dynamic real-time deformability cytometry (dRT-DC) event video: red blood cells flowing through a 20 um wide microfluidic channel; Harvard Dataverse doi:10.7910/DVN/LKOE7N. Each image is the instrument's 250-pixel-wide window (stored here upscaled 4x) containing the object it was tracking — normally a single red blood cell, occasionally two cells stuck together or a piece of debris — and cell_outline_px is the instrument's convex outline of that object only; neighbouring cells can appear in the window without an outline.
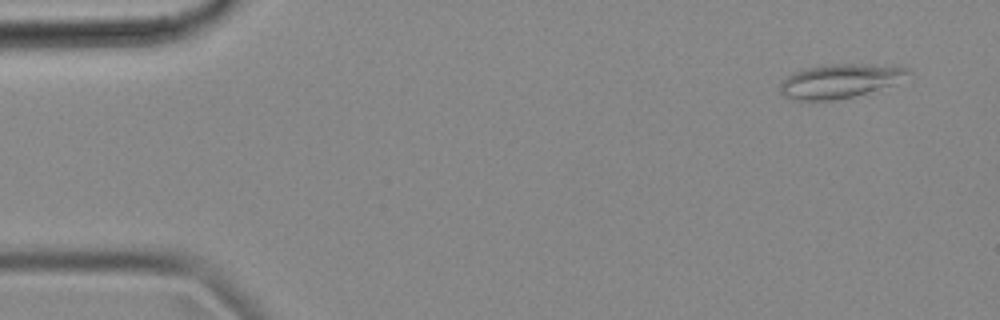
{"species": "common noctule bat (a hibernating species)", "species_latin": "Nyctalus noctula", "temperature_condition": "cold", "stored_images_in_passage": 53, "camera_frame_rate_fps": 3000, "um_per_image_px": 0.085, "animal": {"sex": "female", "body_mass_g": 18.4}, "frame": {"image": 1, "passage_image": 3, "time_ms": 0.667, "image_size_px": [1000, 320], "cell_outline_px": [[912, 72], [892, 84], [852, 96], [832, 100], [800, 100], [784, 96], [780, 92], [780, 84], [784, 76], [792, 72], [824, 64], [860, 64], [908, 68]], "centroid_in_image_um": [71.28, 6.87], "position_along_channel_um": 13.7, "area_um2": 24.74}}
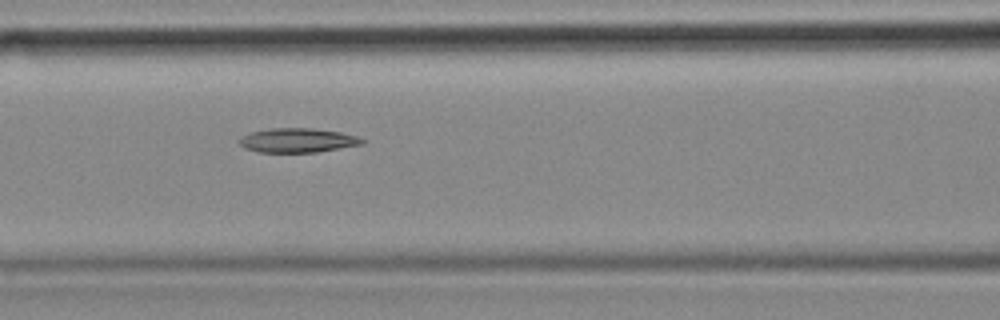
{"frame": {"image": 2, "passage_image": 22, "time_ms": 7.0, "image_size_px": [1000, 320], "cell_outline_px": [[364, 144], [316, 152], [256, 152], [244, 148], [236, 140], [240, 136], [252, 132], [272, 128], [312, 128], [340, 132], [356, 136], [364, 140]], "centroid_in_image_um": [25.24, 11.93], "position_along_channel_um": 141.4, "area_um2": 17.4}}
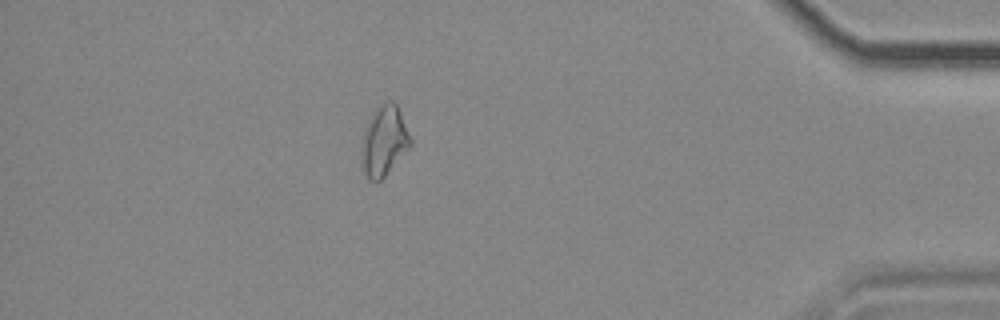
{"frame": {"image": 3, "passage_image": 47, "time_ms": 15.333, "image_size_px": [1000, 320], "cell_outline_px": [[412, 144], [384, 176], [380, 180], [368, 180], [364, 172], [364, 132], [368, 120], [376, 108], [380, 104], [392, 100], [396, 104], [400, 112], [412, 140]], "centroid_in_image_um": [32.69, 11.94], "position_along_channel_um": 402.5, "area_um2": 19.07}}